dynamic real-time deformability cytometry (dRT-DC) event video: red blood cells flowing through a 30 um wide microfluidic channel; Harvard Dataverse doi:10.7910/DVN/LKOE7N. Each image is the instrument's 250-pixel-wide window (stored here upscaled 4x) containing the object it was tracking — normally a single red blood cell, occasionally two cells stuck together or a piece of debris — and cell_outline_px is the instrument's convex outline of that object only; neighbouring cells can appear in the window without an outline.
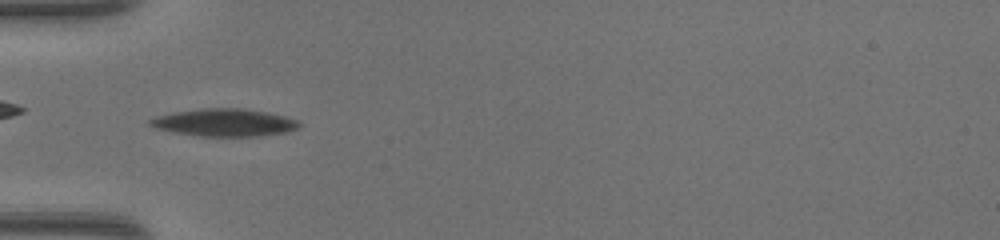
{"species": "common noctule bat (a hibernating species)", "species_latin": "Nyctalus noctula", "temperature_condition": "warm", "stored_images_in_passage": 50, "camera_frame_rate_fps": 3000, "um_per_image_px": 0.085, "animal": {"sex": "female", "body_mass_g": 17.0, "forearm_length_mm": 48.0}, "frame": {"image": 1, "passage_image": 17, "time_ms": 5.333, "image_size_px": [1000, 240], "cell_outline_px": [[300, 124], [296, 128], [288, 132], [260, 136], [200, 136], [172, 132], [156, 128], [148, 124], [148, 120], [156, 116], [176, 112], [200, 108], [240, 108], [268, 112], [284, 116], [296, 120]], "centroid_in_image_um": [19.05, 10.42], "position_along_channel_um": 66.0, "area_um2": 23.87}}
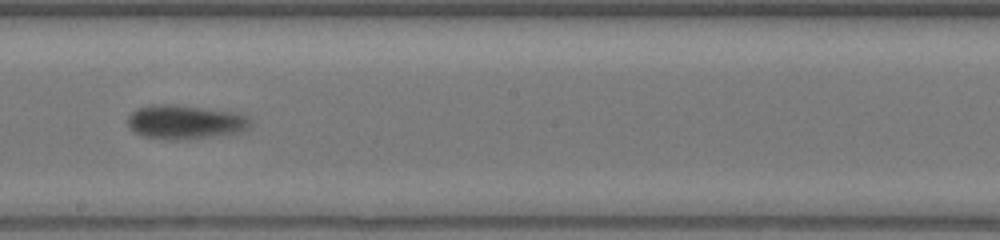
{"frame": {"image": 2, "passage_image": 29, "time_ms": 9.333, "image_size_px": [1000, 240], "cell_outline_px": [[252, 124], [248, 128], [240, 132], [176, 140], [172, 140], [144, 136], [128, 128], [128, 116], [132, 112], [140, 108], [152, 104], [172, 104], [232, 112], [248, 116]], "centroid_in_image_um": [15.71, 10.36], "position_along_channel_um": 232.5, "area_um2": 23.93}}
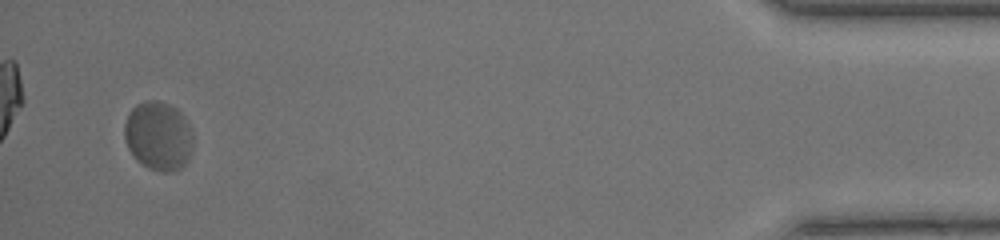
{"frame": {"image": 3, "passage_image": 48, "time_ms": 15.667, "image_size_px": [1000, 240], "cell_outline_px": [[192, 152], [188, 160], [180, 168], [172, 172], [164, 172], [148, 168], [136, 160], [128, 148], [124, 140], [124, 124], [128, 112], [136, 104], [148, 100], [156, 100], [168, 104], [176, 108], [184, 116], [192, 132]], "centroid_in_image_um": [13.45, 11.55], "position_along_channel_um": 421.8, "area_um2": 27.8}, "authors_computed_cell_mechanics": {"area_um2": 24.3049, "velocity_mm_per_s": 4.2004, "shape_relaxation_time_tau1_ms": 4.9634, "shape_relaxation_time_tau2_ms": 1.1462, "deformation_change_tau1": 0.1531, "deformation_change_tau2": 0.0559}}